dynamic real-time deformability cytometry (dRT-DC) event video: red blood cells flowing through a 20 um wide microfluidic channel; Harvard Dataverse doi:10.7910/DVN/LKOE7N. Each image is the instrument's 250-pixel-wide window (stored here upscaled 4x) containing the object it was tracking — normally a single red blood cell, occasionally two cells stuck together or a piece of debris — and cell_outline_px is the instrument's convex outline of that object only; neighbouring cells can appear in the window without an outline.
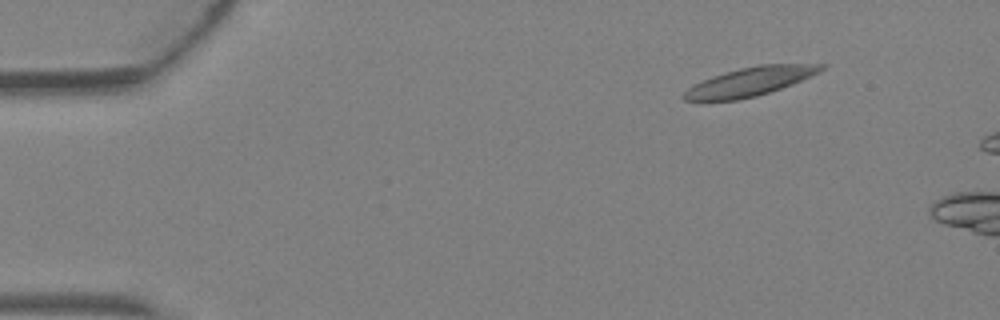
{"species": "Egyptian fruit bat (a non-hibernating species)", "species_latin": "Rousettus aegyptiacus", "temperature_condition": "warm", "stored_images_in_passage": 3, "camera_frame_rate_fps": 3000, "um_per_image_px": 0.085, "animal": {"sex": "female"}, "frame": {"image": 1, "passage_image": 2, "time_ms": 0.333, "image_size_px": [1000, 320], "cell_outline_px": [[828, 64], [820, 72], [792, 84], [756, 96], [740, 100], [684, 100], [680, 96], [688, 88], [712, 76], [740, 68], [760, 64]], "centroid_in_image_um": [63.77, 6.93], "position_along_channel_um": 21.2, "area_um2": 22.66}}